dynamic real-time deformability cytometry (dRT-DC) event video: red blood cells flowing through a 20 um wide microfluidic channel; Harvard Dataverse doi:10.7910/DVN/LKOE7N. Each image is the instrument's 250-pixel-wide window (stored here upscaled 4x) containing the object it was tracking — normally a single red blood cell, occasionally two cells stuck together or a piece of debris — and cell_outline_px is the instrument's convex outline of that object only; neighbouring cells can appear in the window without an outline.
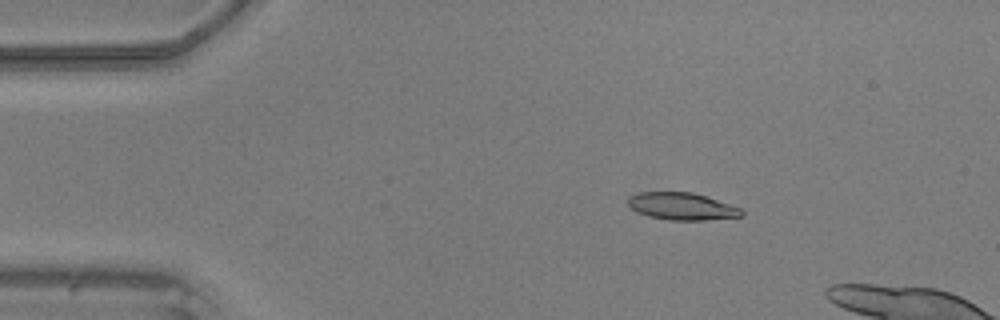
{"species": "common noctule bat (a hibernating species)", "species_latin": "Nyctalus noctula", "temperature_condition": "warm", "stored_images_in_passage": 15, "camera_frame_rate_fps": 3000, "um_per_image_px": 0.085, "animal": {"sex": "male", "body_mass_g": 20.5, "forearm_length_mm": 52.5}, "frame": {"image": 1, "passage_image": 9, "time_ms": 2.667, "image_size_px": [1000, 320], "cell_outline_px": [[744, 216], [704, 220], [668, 220], [648, 216], [636, 212], [628, 204], [628, 196], [640, 192], [692, 192], [740, 208], [744, 212]], "centroid_in_image_um": [57.93, 17.54], "position_along_channel_um": 27.1, "area_um2": 17.92}}